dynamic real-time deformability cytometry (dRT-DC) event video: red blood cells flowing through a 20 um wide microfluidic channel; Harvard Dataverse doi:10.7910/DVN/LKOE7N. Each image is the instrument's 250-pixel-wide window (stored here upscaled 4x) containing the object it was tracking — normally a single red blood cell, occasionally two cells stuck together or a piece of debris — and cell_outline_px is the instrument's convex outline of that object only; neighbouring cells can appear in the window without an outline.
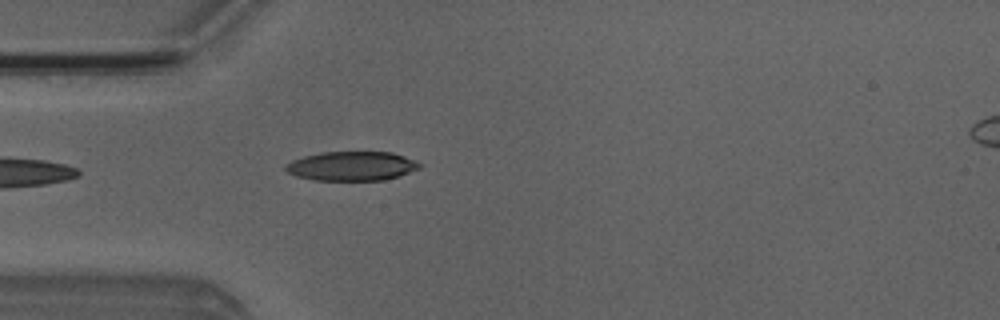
{"species": "Egyptian fruit bat (a non-hibernating species)", "species_latin": "Rousettus aegyptiacus", "temperature_condition": "room temperature", "stored_images_in_passage": 2, "camera_frame_rate_fps": 3000, "um_per_image_px": 0.085, "animal": {"sex": "male"}, "frame": {"image": 1, "passage_image": 2, "time_ms": 1.333, "image_size_px": [1000, 320], "cell_outline_px": [[420, 168], [384, 180], [312, 180], [296, 176], [288, 172], [284, 168], [284, 164], [292, 160], [304, 156], [320, 152], [392, 152], [404, 156], [420, 164]], "centroid_in_image_um": [29.83, 14.11], "position_along_channel_um": 55.2, "area_um2": 22.66}}